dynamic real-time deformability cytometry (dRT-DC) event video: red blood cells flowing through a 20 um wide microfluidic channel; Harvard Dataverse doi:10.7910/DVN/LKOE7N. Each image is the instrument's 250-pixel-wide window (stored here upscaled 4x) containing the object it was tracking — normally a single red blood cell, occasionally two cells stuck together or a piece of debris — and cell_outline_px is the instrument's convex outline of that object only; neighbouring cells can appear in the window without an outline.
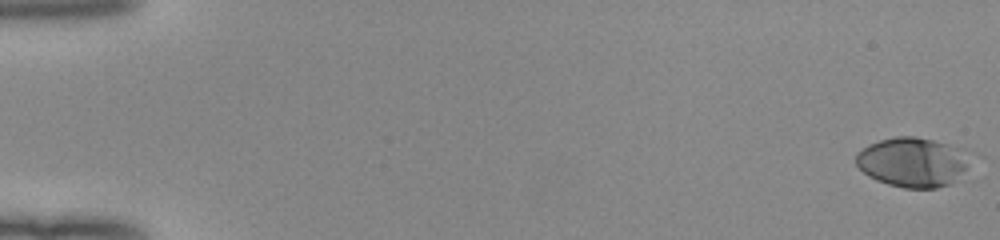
{"species": "human", "species_latin": "Homo sapiens", "temperature_condition": "room temperature", "stored_images_in_passage": 53, "camera_frame_rate_fps": 3000, "um_per_image_px": 0.085, "donor": {"sex": "female"}, "frame": {"image": 1, "passage_image": 1, "time_ms": 0.0, "image_size_px": [1000, 240], "cell_outline_px": [[976, 152], [956, 180], [952, 184], [936, 188], [904, 188], [888, 184], [876, 180], [868, 176], [856, 164], [856, 152], [868, 144], [880, 140], [896, 136], [916, 136], [964, 148]], "centroid_in_image_um": [77.63, 13.77], "position_along_channel_um": 7.4, "area_um2": 33.52}}
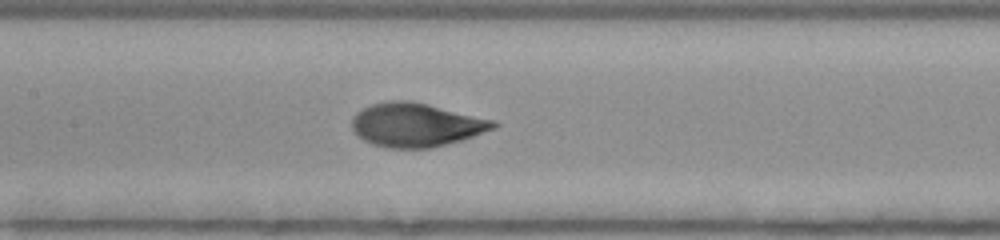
{"frame": {"image": 2, "passage_image": 27, "time_ms": 8.667, "image_size_px": [1000, 240], "cell_outline_px": [[500, 124], [496, 128], [464, 140], [432, 148], [384, 148], [372, 144], [364, 140], [352, 128], [352, 116], [356, 112], [372, 104], [388, 100], [412, 100], [496, 120]], "centroid_in_image_um": [35.41, 10.61], "position_along_channel_um": 172.0, "area_um2": 36.53}}
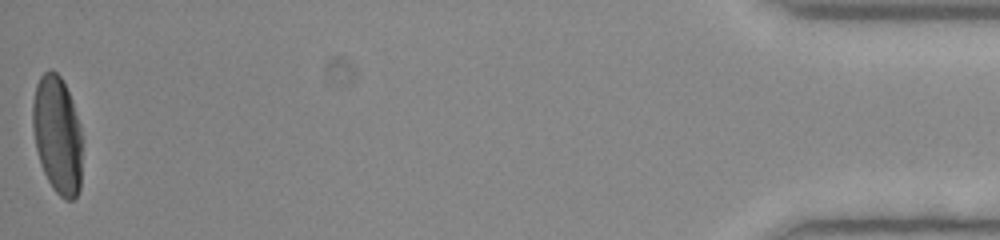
{"frame": {"image": 3, "passage_image": 53, "time_ms": 17.333, "image_size_px": [1000, 240], "cell_outline_px": [[80, 188], [76, 196], [72, 200], [64, 200], [52, 188], [40, 164], [36, 148], [32, 124], [32, 104], [36, 84], [40, 76], [48, 68], [52, 68], [60, 76], [72, 100], [80, 124]], "centroid_in_image_um": [4.85, 11.43], "position_along_channel_um": 430.4, "area_um2": 33.93}, "authors_computed_cell_mechanics": {"area_um2": 34.5644, "velocity_mm_per_s": 3.9944, "shape_relaxation_time_tau1_ms": 3.9608, "shape_relaxation_time_tau2_ms": null, "deformation_change_tau1": 0.2242, "deformation_change_tau2": null}}